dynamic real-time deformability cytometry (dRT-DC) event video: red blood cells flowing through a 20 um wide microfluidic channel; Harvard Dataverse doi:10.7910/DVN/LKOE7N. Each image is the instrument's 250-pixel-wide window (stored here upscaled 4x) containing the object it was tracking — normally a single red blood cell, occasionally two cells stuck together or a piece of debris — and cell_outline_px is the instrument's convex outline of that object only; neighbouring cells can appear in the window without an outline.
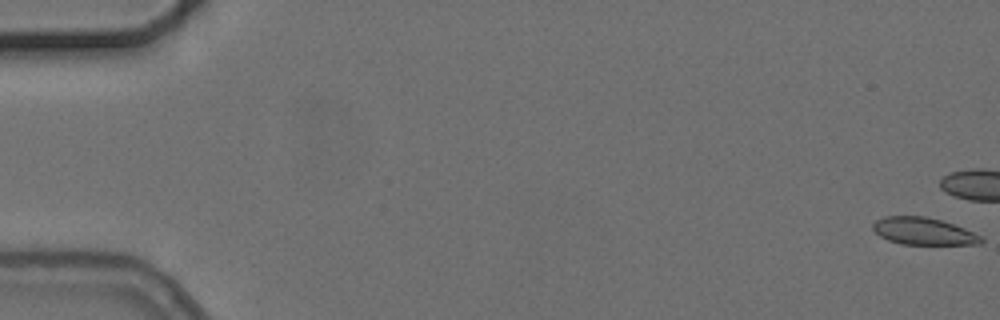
{"species": "common noctule bat (a hibernating species)", "species_latin": "Nyctalus noctula", "temperature_condition": "cold", "stored_images_in_passage": 6, "camera_frame_rate_fps": 3000, "um_per_image_px": 0.085, "animal": {"sex": "female", "body_mass_g": 24.6, "forearm_length_mm": 56.2}, "frame": {"image": 1, "passage_image": 1, "time_ms": 0.0, "image_size_px": [1000, 320], "cell_outline_px": [[984, 240], [980, 244], [900, 244], [888, 240], [880, 236], [872, 228], [872, 224], [876, 220], [884, 216], [924, 216], [940, 220], [964, 228], [980, 236]], "centroid_in_image_um": [78.46, 19.65], "position_along_channel_um": 6.5, "area_um2": 16.99}}